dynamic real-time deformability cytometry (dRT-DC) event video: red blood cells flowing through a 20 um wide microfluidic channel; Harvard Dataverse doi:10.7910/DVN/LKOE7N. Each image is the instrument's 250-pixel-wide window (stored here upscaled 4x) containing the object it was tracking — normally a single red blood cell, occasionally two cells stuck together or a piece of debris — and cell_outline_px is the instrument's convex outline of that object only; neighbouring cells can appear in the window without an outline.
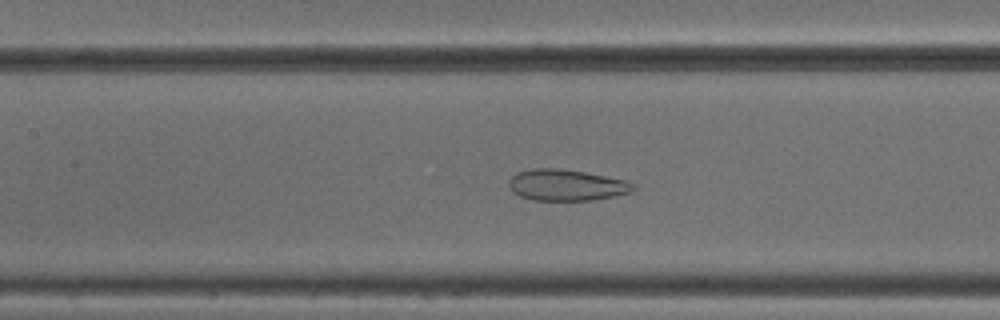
{"species": "common noctule bat (a hibernating species)", "species_latin": "Nyctalus noctula", "temperature_condition": "cold", "stored_images_in_passage": 47, "camera_frame_rate_fps": 3000, "um_per_image_px": 0.085, "animal": {"sex": "male", "body_mass_g": 18.8}, "frame": {"image": 1, "passage_image": 18, "time_ms": 5.667, "image_size_px": [1000, 320], "cell_outline_px": [[636, 188], [628, 192], [616, 196], [592, 200], [532, 200], [520, 196], [512, 192], [508, 184], [508, 180], [516, 172], [532, 168], [556, 168], [584, 172], [624, 180], [636, 184]], "centroid_in_image_um": [48.1, 15.73], "position_along_channel_um": 159.3, "area_um2": 22.66}}
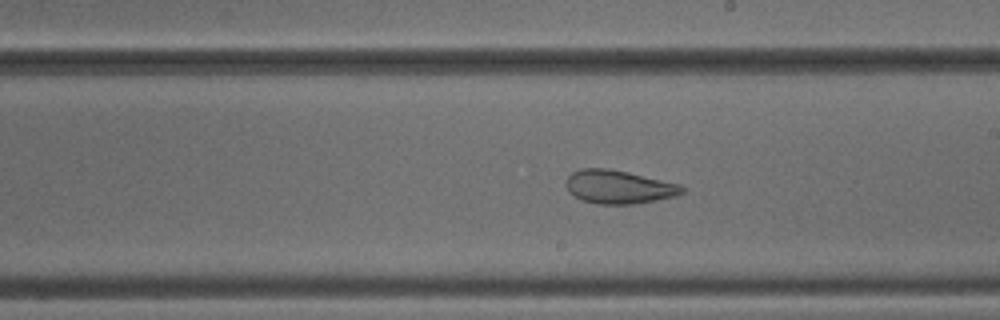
{"frame": {"image": 2, "passage_image": 24, "time_ms": 7.667, "image_size_px": [1000, 320], "cell_outline_px": [[684, 192], [676, 196], [656, 200], [632, 204], [596, 204], [584, 200], [576, 196], [568, 188], [568, 176], [572, 172], [580, 168], [608, 168], [628, 172], [680, 184], [684, 188]], "centroid_in_image_um": [52.63, 15.88], "position_along_channel_um": 236.4, "area_um2": 22.31}}
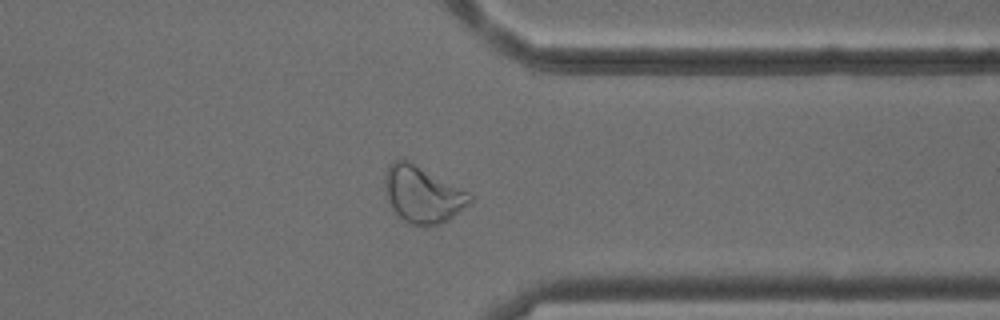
{"frame": {"image": 3, "passage_image": 35, "time_ms": 11.333, "image_size_px": [1000, 320], "cell_outline_px": [[472, 204], [448, 220], [440, 224], [420, 228], [404, 220], [392, 208], [388, 200], [384, 188], [384, 184], [388, 164], [392, 160], [400, 156], [408, 160], [468, 192], [472, 196]], "centroid_in_image_um": [35.92, 16.53], "position_along_channel_um": 375.5, "area_um2": 28.32}, "authors_computed_cell_mechanics": {"area_um2": 28.3798, "velocity_mm_per_s": 3.871, "shape_relaxation_time_tau1_ms": null, "shape_relaxation_time_tau2_ms": 1.3118, "deformation_change_tau1": null, "deformation_change_tau2": 0.0814}}